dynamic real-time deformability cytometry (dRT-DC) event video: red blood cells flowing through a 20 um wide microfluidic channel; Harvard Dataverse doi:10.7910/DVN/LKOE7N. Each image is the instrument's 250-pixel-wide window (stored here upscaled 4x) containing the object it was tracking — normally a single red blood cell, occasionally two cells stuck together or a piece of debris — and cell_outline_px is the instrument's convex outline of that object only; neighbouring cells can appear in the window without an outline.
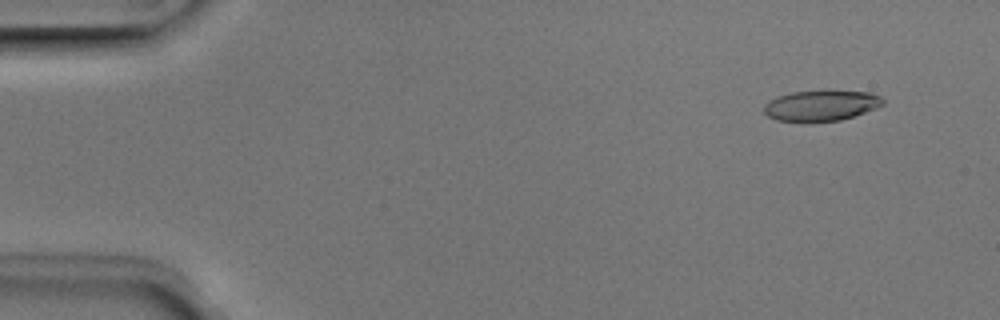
{"species": "Egyptian fruit bat (a non-hibernating species)", "species_latin": "Rousettus aegyptiacus", "temperature_condition": "room temperature", "stored_images_in_passage": 48, "camera_frame_rate_fps": 3000, "um_per_image_px": 0.085, "animal": {"sex": "male"}, "frame": {"image": 1, "passage_image": 1, "time_ms": 0.0, "image_size_px": [1000, 320], "cell_outline_px": [[884, 104], [864, 112], [840, 120], [808, 124], [776, 120], [768, 116], [764, 112], [764, 104], [780, 96], [792, 92], [828, 88], [872, 92], [880, 96], [884, 100]], "centroid_in_image_um": [69.8, 8.96], "position_along_channel_um": 15.2, "area_um2": 22.25}}
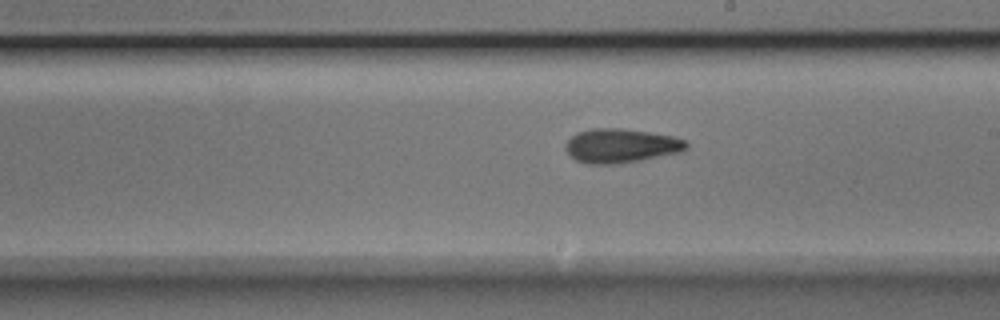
{"frame": {"image": 2, "passage_image": 26, "time_ms": 8.333, "image_size_px": [1000, 320], "cell_outline_px": [[688, 148], [680, 152], [620, 164], [588, 164], [576, 160], [564, 148], [564, 144], [576, 132], [592, 128], [620, 128], [648, 132], [672, 136], [688, 140]], "centroid_in_image_um": [52.78, 12.38], "position_along_channel_um": 236.2, "area_um2": 24.1}}
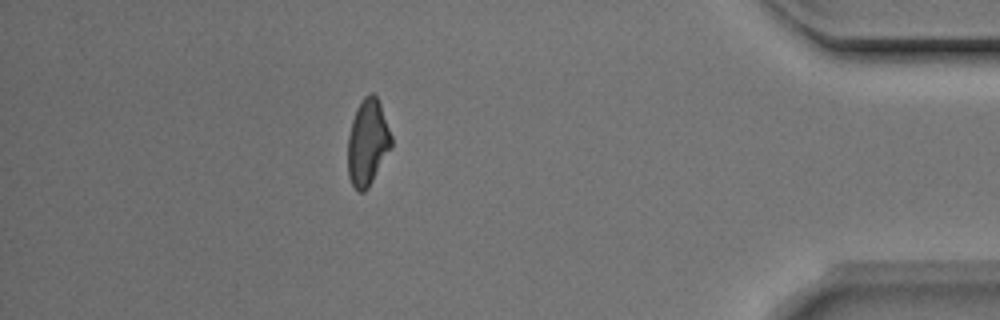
{"frame": {"image": 3, "passage_image": 42, "time_ms": 13.667, "image_size_px": [1000, 320], "cell_outline_px": [[392, 148], [368, 188], [364, 192], [360, 192], [352, 184], [348, 176], [348, 136], [352, 120], [356, 108], [364, 96], [372, 92], [376, 96], [380, 104], [392, 136]], "centroid_in_image_um": [31.25, 12.11], "position_along_channel_um": 403.9, "area_um2": 21.91}, "authors_computed_cell_mechanics": {"area_um2": 22.3975, "velocity_mm_per_s": 3.9656, "shape_relaxation_time_tau1_ms": 5.6482, "shape_relaxation_time_tau2_ms": 4.6255, "deformation_change_tau1": 0.163, "deformation_change_tau2": 0.1409}}